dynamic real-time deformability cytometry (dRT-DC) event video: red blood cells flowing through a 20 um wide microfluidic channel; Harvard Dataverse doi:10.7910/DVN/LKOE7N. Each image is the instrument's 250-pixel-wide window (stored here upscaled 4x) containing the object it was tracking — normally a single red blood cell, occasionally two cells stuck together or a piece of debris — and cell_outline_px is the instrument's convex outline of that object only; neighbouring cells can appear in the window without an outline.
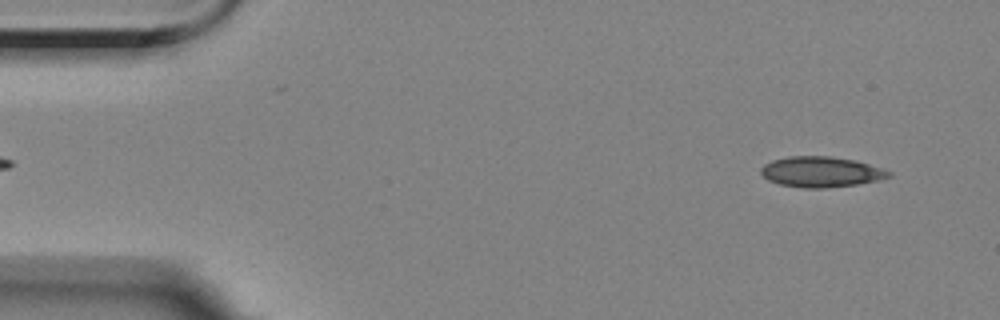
{"species": "Egyptian fruit bat (a non-hibernating species)", "species_latin": "Rousettus aegyptiacus", "temperature_condition": "room temperature", "stored_images_in_passage": 55, "camera_frame_rate_fps": 3000, "um_per_image_px": 0.085, "animal": {"sex": "female"}, "frame": {"image": 1, "passage_image": 3, "time_ms": 0.667, "image_size_px": [1000, 320], "cell_outline_px": [[892, 176], [876, 180], [856, 184], [824, 188], [804, 188], [780, 184], [768, 180], [760, 172], [760, 168], [764, 164], [772, 160], [788, 156], [828, 156], [856, 160], [884, 168], [892, 172]], "centroid_in_image_um": [69.79, 14.6], "position_along_channel_um": 15.2, "area_um2": 22.77}}
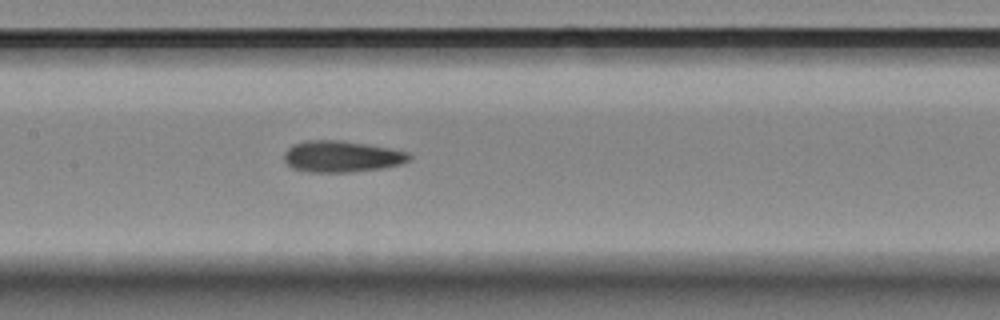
{"frame": {"image": 2, "passage_image": 25, "time_ms": 8.0, "image_size_px": [1000, 320], "cell_outline_px": [[412, 156], [408, 160], [400, 164], [384, 168], [348, 172], [312, 172], [292, 168], [284, 160], [284, 152], [292, 144], [304, 140], [340, 140], [368, 144], [408, 152]], "centroid_in_image_um": [29.02, 13.29], "position_along_channel_um": 178.4, "area_um2": 22.89}}
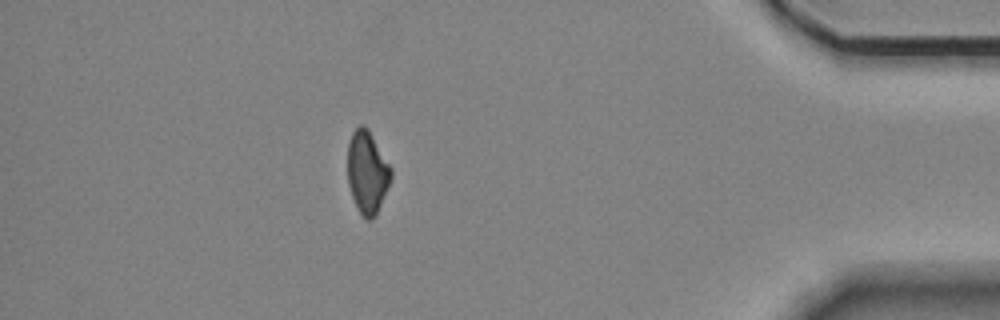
{"frame": {"image": 3, "passage_image": 48, "time_ms": 15.667, "image_size_px": [1000, 320], "cell_outline_px": [[392, 176], [376, 216], [372, 220], [368, 220], [360, 212], [352, 196], [348, 184], [348, 144], [352, 132], [360, 124], [364, 124], [368, 128], [392, 168]], "centroid_in_image_um": [31.22, 14.61], "position_along_channel_um": 404.0, "area_um2": 20.81}, "authors_computed_cell_mechanics": {"area_um2": 22.4264, "velocity_mm_per_s": 3.5337, "shape_relaxation_time_tau1_ms": null, "shape_relaxation_time_tau2_ms": 7.5918, "deformation_change_tau1": null, "deformation_change_tau2": 0.1533}}